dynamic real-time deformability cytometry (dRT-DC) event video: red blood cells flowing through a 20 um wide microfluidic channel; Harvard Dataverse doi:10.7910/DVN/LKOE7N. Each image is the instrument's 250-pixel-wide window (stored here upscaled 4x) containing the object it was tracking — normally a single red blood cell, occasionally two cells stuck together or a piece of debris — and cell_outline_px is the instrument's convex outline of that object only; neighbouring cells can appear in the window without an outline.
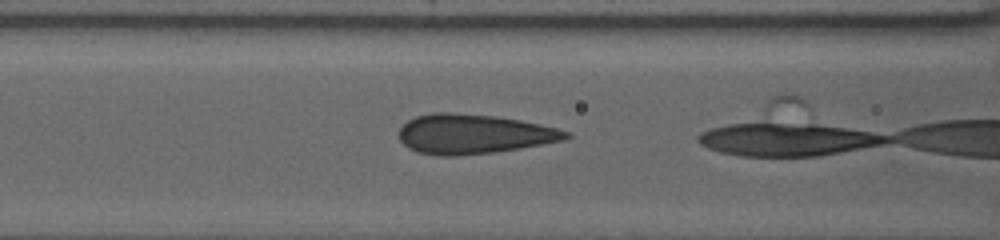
{"species": "human", "species_latin": "Homo sapiens", "temperature_condition": "warm", "stored_images_in_passage": 20, "camera_frame_rate_fps": 3000, "um_per_image_px": 0.085, "donor": {"sex": "female"}, "frame": {"image": 1, "passage_image": 19, "time_ms": 9.333, "image_size_px": [1000, 240], "cell_outline_px": [[572, 136], [564, 140], [520, 148], [496, 152], [460, 156], [440, 156], [416, 152], [408, 148], [400, 140], [400, 128], [408, 120], [416, 116], [432, 112], [452, 112], [496, 116], [520, 120], [540, 124], [572, 132]], "centroid_in_image_um": [40.26, 11.39], "position_along_channel_um": 126.3, "area_um2": 38.78}}